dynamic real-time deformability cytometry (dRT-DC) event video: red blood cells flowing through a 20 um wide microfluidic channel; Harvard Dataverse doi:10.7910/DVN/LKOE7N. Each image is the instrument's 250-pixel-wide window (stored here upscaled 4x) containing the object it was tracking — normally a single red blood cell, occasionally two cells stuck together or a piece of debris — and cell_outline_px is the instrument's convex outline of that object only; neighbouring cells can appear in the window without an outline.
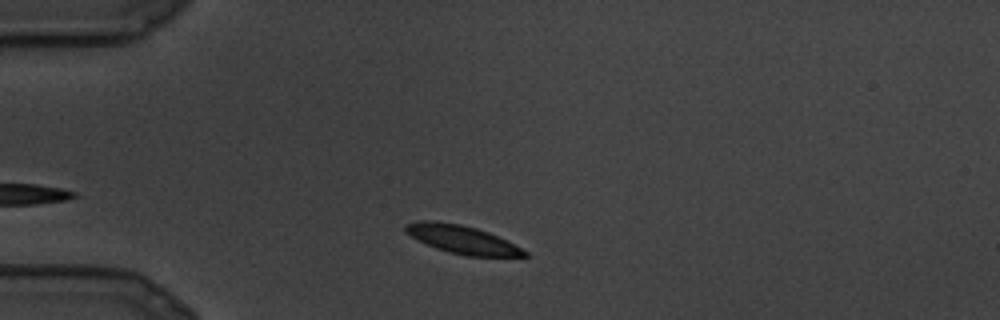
{"species": "common noctule bat (a hibernating species)", "species_latin": "Nyctalus noctula", "temperature_condition": "cold", "stored_images_in_passage": 5, "camera_frame_rate_fps": 3000, "um_per_image_px": 0.085, "animal": {"sex": "male", "body_mass_g": 19.5, "forearm_length_mm": 54.6}, "frame": {"image": 1, "passage_image": 1, "time_ms": 0.0, "image_size_px": [1000, 320], "cell_outline_px": [[528, 256], [468, 256], [448, 252], [436, 248], [404, 232], [404, 224], [416, 220], [432, 220], [460, 224], [476, 228], [488, 232], [528, 252]], "centroid_in_image_um": [39.21, 20.33], "position_along_channel_um": 45.8, "area_um2": 19.25}}